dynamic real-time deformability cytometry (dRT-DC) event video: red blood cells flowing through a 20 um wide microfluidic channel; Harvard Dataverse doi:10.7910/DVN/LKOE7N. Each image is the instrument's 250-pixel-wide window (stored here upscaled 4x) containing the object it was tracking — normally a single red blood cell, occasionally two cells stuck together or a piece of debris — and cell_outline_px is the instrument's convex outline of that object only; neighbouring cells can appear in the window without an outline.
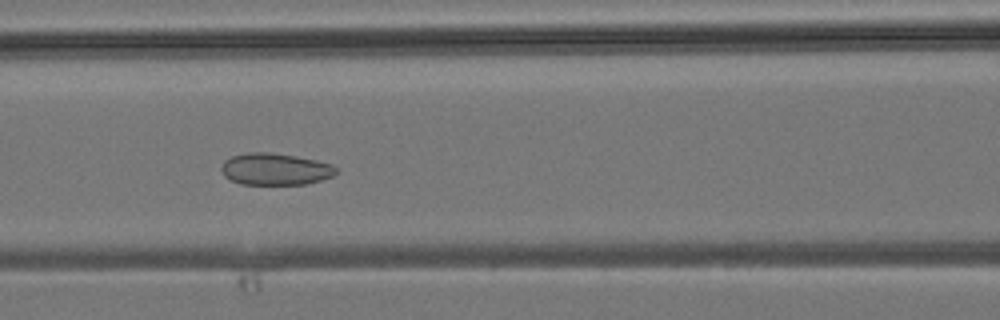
{"species": "common noctule bat (a hibernating species)", "species_latin": "Nyctalus noctula", "temperature_condition": "room temperature", "stored_images_in_passage": 37, "camera_frame_rate_fps": 3000, "um_per_image_px": 0.085, "animal": {"sex": "male", "body_mass_g": 19.2, "forearm_length_mm": 51.8}, "frame": {"image": 1, "passage_image": 17, "time_ms": 5.333, "image_size_px": [1000, 320], "cell_outline_px": [[336, 172], [332, 176], [320, 180], [304, 184], [240, 184], [224, 176], [220, 168], [224, 160], [232, 156], [248, 152], [268, 152], [296, 156], [316, 160], [332, 164], [336, 168]], "centroid_in_image_um": [23.36, 14.37], "position_along_channel_um": 143.2, "area_um2": 21.21}}
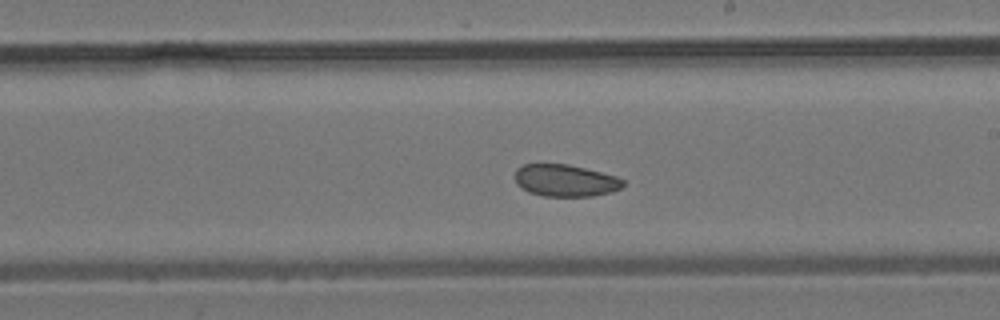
{"frame": {"image": 2, "passage_image": 23, "time_ms": 7.333, "image_size_px": [1000, 320], "cell_outline_px": [[624, 184], [620, 188], [612, 192], [592, 196], [544, 196], [528, 192], [516, 184], [516, 168], [524, 164], [568, 164], [616, 176], [624, 180]], "centroid_in_image_um": [48.04, 15.34], "position_along_channel_um": 241.0, "area_um2": 20.11}}
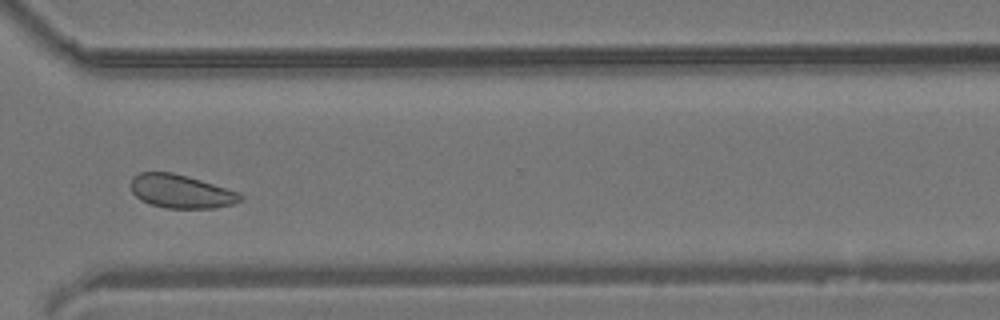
{"frame": {"image": 3, "passage_image": 30, "time_ms": 9.667, "image_size_px": [1000, 320], "cell_outline_px": [[244, 196], [240, 200], [232, 204], [212, 208], [168, 208], [152, 204], [140, 200], [132, 192], [132, 176], [140, 172], [172, 172], [188, 176], [240, 192]], "centroid_in_image_um": [15.39, 16.26], "position_along_channel_um": 355.2, "area_um2": 21.27}}